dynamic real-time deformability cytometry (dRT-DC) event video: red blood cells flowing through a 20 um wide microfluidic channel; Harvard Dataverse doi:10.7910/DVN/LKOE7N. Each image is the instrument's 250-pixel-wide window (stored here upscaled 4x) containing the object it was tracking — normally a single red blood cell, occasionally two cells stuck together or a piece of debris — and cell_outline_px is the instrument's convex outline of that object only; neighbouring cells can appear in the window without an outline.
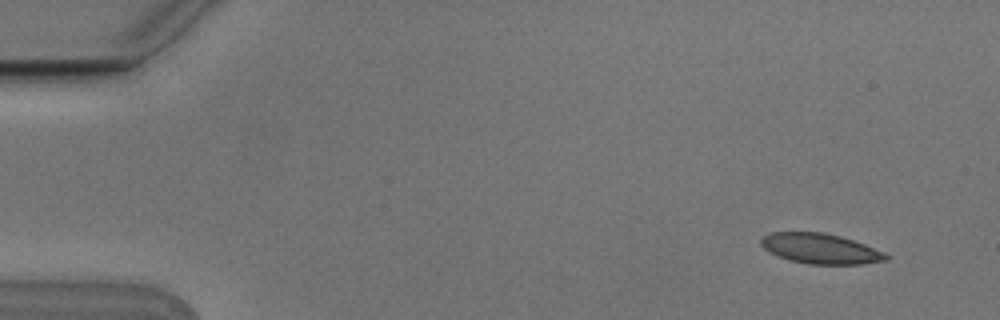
{"species": "Egyptian fruit bat (a non-hibernating species)", "species_latin": "Rousettus aegyptiacus", "temperature_condition": "cold", "stored_images_in_passage": 6, "camera_frame_rate_fps": 3000, "um_per_image_px": 0.085, "animal": {"sex": "male"}, "frame": {"image": 1, "passage_image": 1, "time_ms": 0.0, "image_size_px": [1000, 320], "cell_outline_px": [[888, 260], [860, 264], [808, 264], [788, 260], [776, 256], [768, 252], [760, 244], [760, 240], [764, 236], [772, 232], [824, 232], [840, 236], [864, 244], [884, 252], [888, 256]], "centroid_in_image_um": [69.7, 21.14], "position_along_channel_um": 15.3, "area_um2": 22.02}}